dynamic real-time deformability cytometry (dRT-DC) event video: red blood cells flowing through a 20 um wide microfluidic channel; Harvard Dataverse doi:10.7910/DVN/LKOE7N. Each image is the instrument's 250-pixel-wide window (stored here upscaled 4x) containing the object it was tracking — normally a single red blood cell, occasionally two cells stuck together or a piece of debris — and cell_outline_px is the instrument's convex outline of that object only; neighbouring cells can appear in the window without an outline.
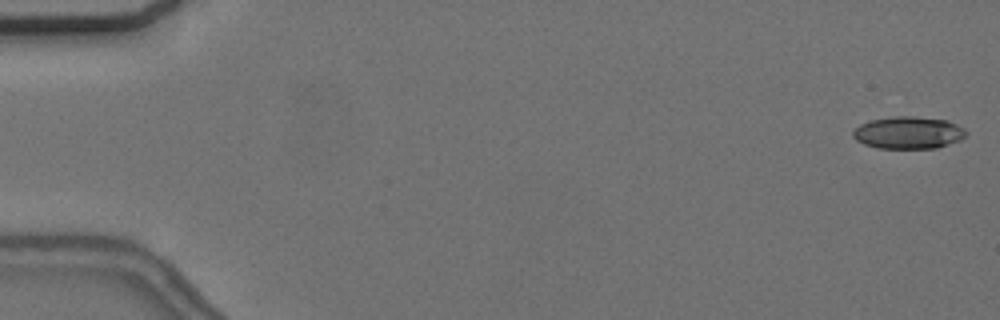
{"species": "common noctule bat (a hibernating species)", "species_latin": "Nyctalus noctula", "temperature_condition": "cold", "stored_images_in_passage": 56, "camera_frame_rate_fps": 3000, "um_per_image_px": 0.085, "animal": {"sex": "female", "body_mass_g": 24.6, "forearm_length_mm": 56.2}, "frame": {"image": 1, "passage_image": 1, "time_ms": 0.0, "image_size_px": [1000, 320], "cell_outline_px": [[968, 132], [960, 140], [936, 148], [876, 148], [864, 144], [856, 140], [852, 136], [852, 132], [860, 124], [872, 120], [892, 116], [912, 116], [948, 120], [964, 128]], "centroid_in_image_um": [77.21, 11.27], "position_along_channel_um": 7.8, "area_um2": 21.27}}
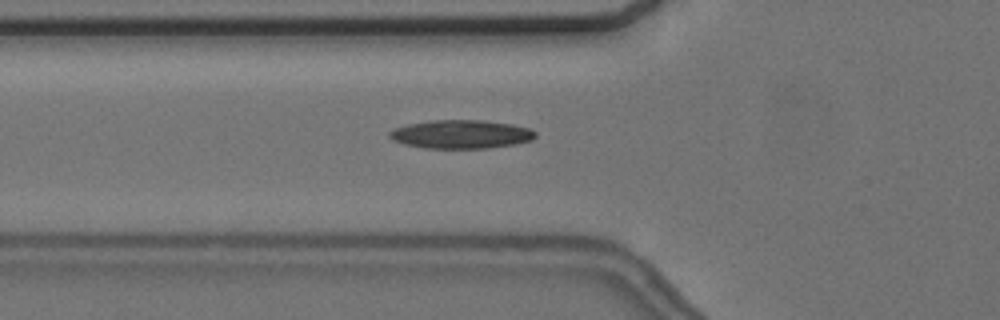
{"frame": {"image": 2, "passage_image": 20, "time_ms": 6.333, "image_size_px": [1000, 320], "cell_outline_px": [[536, 136], [532, 140], [516, 144], [488, 148], [424, 148], [404, 144], [392, 140], [388, 136], [388, 132], [392, 128], [408, 124], [432, 120], [484, 120], [512, 124], [528, 128], [536, 132]], "centroid_in_image_um": [39.16, 11.41], "position_along_channel_um": 86.6, "area_um2": 24.45}}
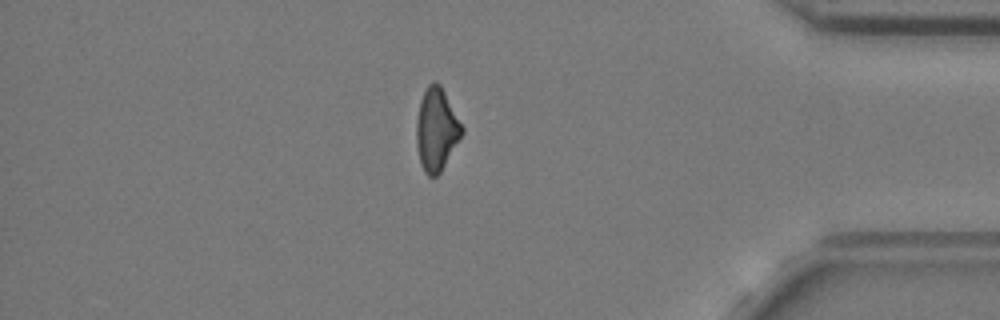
{"frame": {"image": 3, "passage_image": 48, "time_ms": 15.667, "image_size_px": [1000, 320], "cell_outline_px": [[464, 132], [440, 172], [436, 176], [428, 176], [424, 172], [420, 164], [416, 144], [416, 120], [420, 100], [428, 84], [436, 80], [440, 84], [464, 128]], "centroid_in_image_um": [37.08, 11.0], "position_along_channel_um": 398.1, "area_um2": 21.91}}